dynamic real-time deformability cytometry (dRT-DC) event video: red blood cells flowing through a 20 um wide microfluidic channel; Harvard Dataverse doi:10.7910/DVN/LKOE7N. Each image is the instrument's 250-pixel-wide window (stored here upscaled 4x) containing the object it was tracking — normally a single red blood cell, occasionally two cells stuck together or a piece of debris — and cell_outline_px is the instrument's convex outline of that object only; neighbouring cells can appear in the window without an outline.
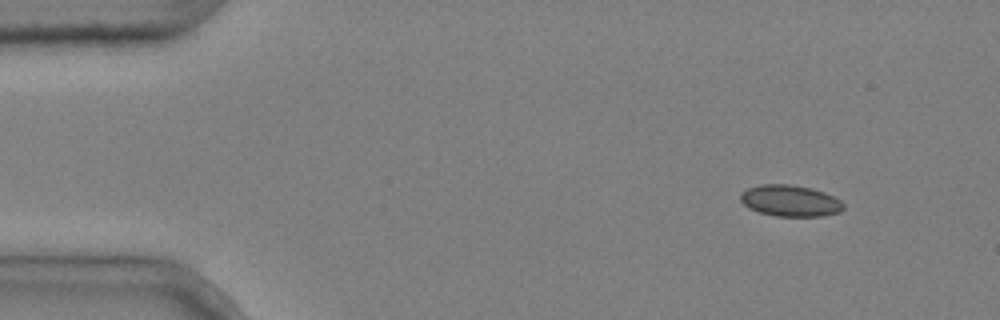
{"species": "common noctule bat (a hibernating species)", "species_latin": "Nyctalus noctula", "temperature_condition": "cold", "stored_images_in_passage": 3, "camera_frame_rate_fps": 3000, "um_per_image_px": 0.085, "animal": {"sex": "male", "body_mass_g": 20.4}, "frame": {"image": 1, "passage_image": 1, "time_ms": 0.0, "image_size_px": [1000, 320], "cell_outline_px": [[844, 208], [840, 212], [820, 216], [776, 216], [760, 212], [748, 208], [740, 200], [740, 192], [748, 188], [764, 184], [788, 184], [812, 188], [824, 192], [840, 200], [844, 204]], "centroid_in_image_um": [67.16, 17.06], "position_along_channel_um": 17.8, "area_um2": 18.79}}